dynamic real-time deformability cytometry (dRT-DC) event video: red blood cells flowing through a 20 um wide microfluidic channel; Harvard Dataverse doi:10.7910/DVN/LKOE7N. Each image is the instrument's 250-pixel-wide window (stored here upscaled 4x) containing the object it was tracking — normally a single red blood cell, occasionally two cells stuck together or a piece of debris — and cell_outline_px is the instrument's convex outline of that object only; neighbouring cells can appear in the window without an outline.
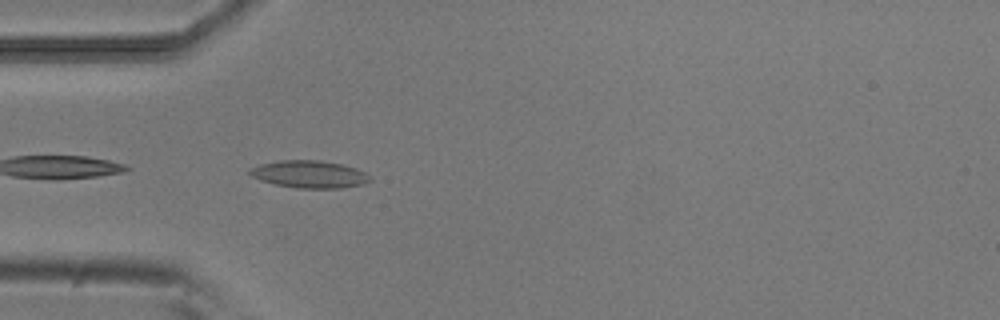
{"species": "common noctule bat (a hibernating species)", "species_latin": "Nyctalus noctula", "temperature_condition": "room temperature", "stored_images_in_passage": 35, "camera_frame_rate_fps": 3000, "um_per_image_px": 0.085, "animal": {"sex": "male", "body_mass_g": 20.5, "forearm_length_mm": 52.5}, "frame": {"image": 1, "passage_image": 1, "time_ms": 0.0, "image_size_px": [1000, 320], "cell_outline_px": [[372, 180], [364, 184], [344, 188], [296, 188], [276, 184], [260, 180], [252, 176], [248, 172], [252, 168], [260, 164], [280, 160], [320, 160], [340, 164], [356, 168], [364, 172]], "centroid_in_image_um": [26.31, 14.81], "position_along_channel_um": 58.7, "area_um2": 19.07}}
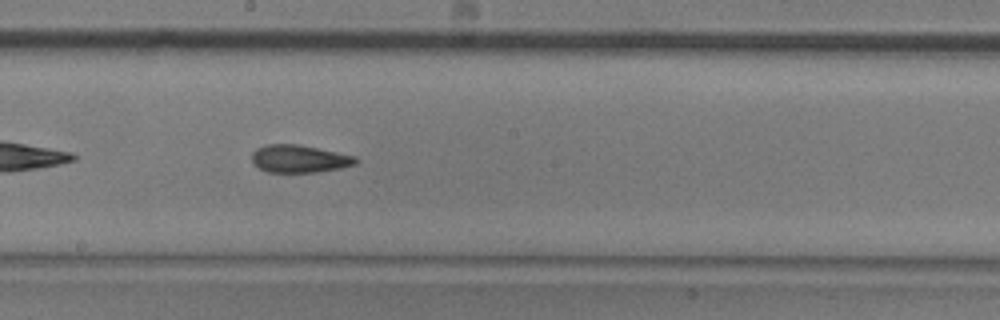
{"frame": {"image": 2, "passage_image": 14, "time_ms": 4.333, "image_size_px": [1000, 320], "cell_outline_px": [[360, 160], [356, 164], [340, 168], [316, 172], [268, 172], [252, 164], [252, 152], [256, 148], [268, 144], [296, 144], [356, 156]], "centroid_in_image_um": [25.43, 13.5], "position_along_channel_um": 222.8, "area_um2": 16.7}}
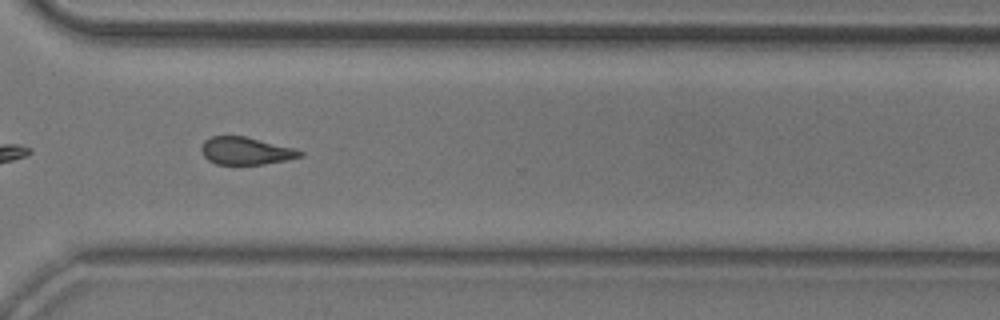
{"frame": {"image": 3, "passage_image": 24, "time_ms": 7.667, "image_size_px": [1000, 320], "cell_outline_px": [[304, 156], [264, 164], [216, 164], [208, 160], [204, 156], [200, 148], [204, 140], [212, 136], [244, 136], [296, 148], [304, 152]], "centroid_in_image_um": [20.9, 12.82], "position_along_channel_um": 349.7, "area_um2": 15.84}, "authors_computed_cell_mechanics": {"area_um2": 16.7042, "velocity_mm_per_s": 3.8261, "shape_relaxation_time_tau1_ms": 8.2625, "shape_relaxation_time_tau2_ms": 3.5505, "deformation_change_tau1": 0.1566, "deformation_change_tau2": 0.1157}}